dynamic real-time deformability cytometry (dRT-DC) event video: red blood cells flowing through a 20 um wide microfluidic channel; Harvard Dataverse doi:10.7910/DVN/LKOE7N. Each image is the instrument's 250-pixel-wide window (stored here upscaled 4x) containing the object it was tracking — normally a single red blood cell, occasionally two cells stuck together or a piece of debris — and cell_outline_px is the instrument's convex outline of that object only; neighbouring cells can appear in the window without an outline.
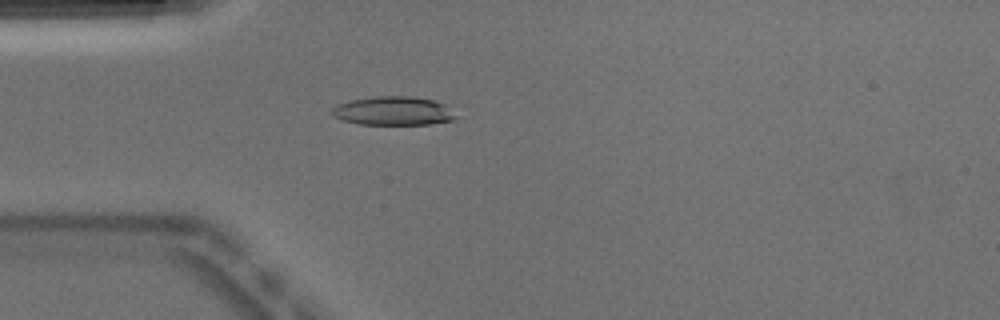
{"species": "Egyptian fruit bat (a non-hibernating species)", "species_latin": "Rousettus aegyptiacus", "temperature_condition": "warm", "stored_images_in_passage": 51, "camera_frame_rate_fps": 3000, "um_per_image_px": 0.085, "animal": {"sex": "male"}, "frame": {"image": 1, "passage_image": 14, "time_ms": 4.333, "image_size_px": [1000, 320], "cell_outline_px": [[456, 116], [452, 120], [428, 124], [360, 124], [344, 120], [332, 116], [332, 108], [336, 104], [352, 100], [376, 96], [412, 96], [432, 100], [444, 104]], "centroid_in_image_um": [33.39, 9.42], "position_along_channel_um": 51.6, "area_um2": 20.46}}
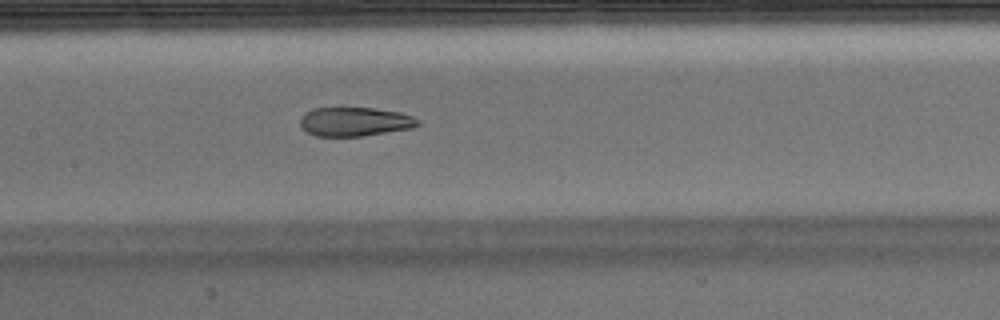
{"frame": {"image": 2, "passage_image": 24, "time_ms": 7.667, "image_size_px": [1000, 320], "cell_outline_px": [[420, 124], [412, 128], [360, 136], [316, 136], [300, 128], [300, 116], [304, 112], [312, 108], [376, 108], [400, 112], [412, 116], [420, 120]], "centroid_in_image_um": [30.13, 10.33], "position_along_channel_um": 177.3, "area_um2": 20.0}}
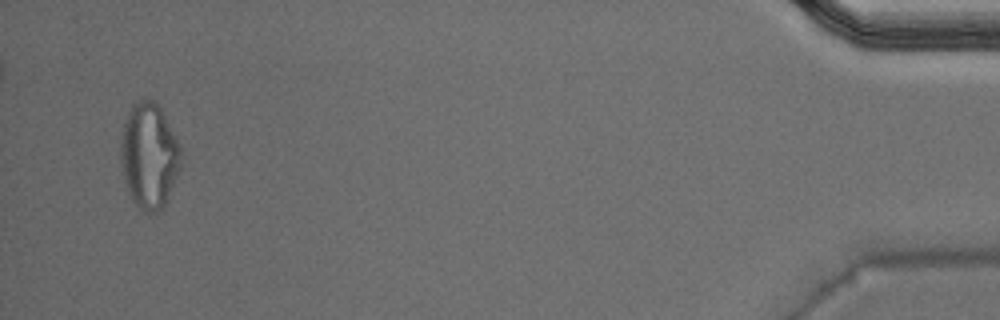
{"frame": {"image": 3, "passage_image": 49, "time_ms": 16.0, "image_size_px": [1000, 320], "cell_outline_px": [[180, 168], [164, 204], [156, 212], [144, 212], [132, 200], [128, 192], [124, 180], [120, 156], [120, 144], [124, 124], [128, 112], [132, 104], [140, 100], [152, 100], [160, 108], [180, 144]], "centroid_in_image_um": [12.65, 13.23], "position_along_channel_um": 422.5, "area_um2": 36.47}, "authors_computed_cell_mechanics": {"area_um2": 23.1778, "velocity_mm_per_s": 3.9593, "shape_relaxation_time_tau1_ms": null, "shape_relaxation_time_tau2_ms": 1.5694, "deformation_change_tau1": null, "deformation_change_tau2": 0.0983}}